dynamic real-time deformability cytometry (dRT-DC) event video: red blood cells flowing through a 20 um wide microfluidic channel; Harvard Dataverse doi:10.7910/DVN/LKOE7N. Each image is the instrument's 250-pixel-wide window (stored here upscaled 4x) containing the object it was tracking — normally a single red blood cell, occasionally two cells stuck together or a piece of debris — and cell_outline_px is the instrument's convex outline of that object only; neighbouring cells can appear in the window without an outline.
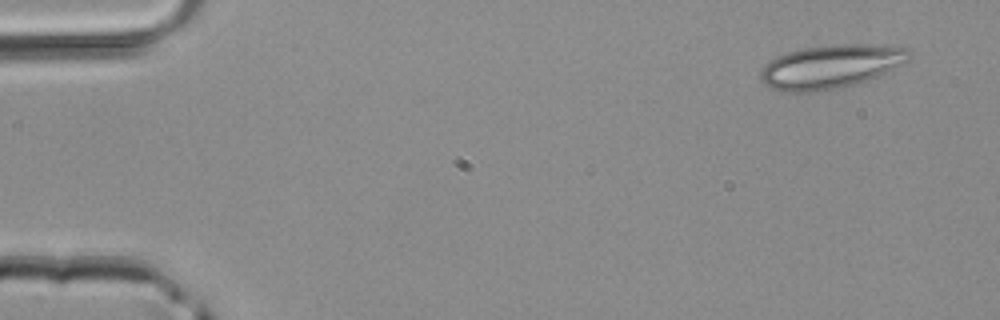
{"species": "common noctule bat (a hibernating species)", "species_latin": "Nyctalus noctula", "temperature_condition": "room temperature", "stored_images_in_passage": 3, "camera_frame_rate_fps": 3000, "um_per_image_px": 0.085, "animal": {"sex": "male", "body_mass_g": 20.4}, "frame": {"image": 1, "passage_image": 1, "time_ms": 0.0, "image_size_px": [1000, 320], "cell_outline_px": [[912, 56], [908, 60], [892, 72], [856, 84], [840, 88], [812, 92], [788, 92], [772, 88], [764, 84], [760, 80], [760, 72], [764, 64], [776, 56], [800, 48], [832, 44], [872, 44], [912, 48]], "centroid_in_image_um": [70.68, 5.65], "position_along_channel_um": 14.3, "area_um2": 38.61}}